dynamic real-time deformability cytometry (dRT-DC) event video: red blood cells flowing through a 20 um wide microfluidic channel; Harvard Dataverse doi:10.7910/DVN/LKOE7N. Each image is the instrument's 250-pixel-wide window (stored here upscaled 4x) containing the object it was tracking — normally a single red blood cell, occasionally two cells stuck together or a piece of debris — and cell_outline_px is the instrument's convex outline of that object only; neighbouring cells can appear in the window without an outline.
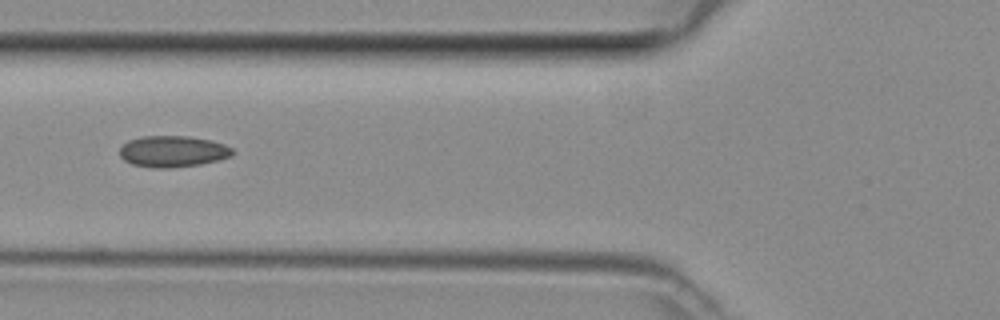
{"species": "common noctule bat (a hibernating species)", "species_latin": "Nyctalus noctula", "temperature_condition": "room temperature", "stored_images_in_passage": 6, "camera_frame_rate_fps": 3000, "um_per_image_px": 0.085, "animal": {"sex": "female", "body_mass_g": 29.2, "forearm_length_mm": 56.3}, "frame": {"image": 1, "passage_image": 6, "time_ms": 1.667, "image_size_px": [1000, 320], "cell_outline_px": [[236, 152], [232, 156], [200, 164], [168, 168], [156, 168], [132, 164], [124, 160], [120, 156], [120, 148], [128, 140], [144, 136], [188, 136], [212, 140], [224, 144], [232, 148]], "centroid_in_image_um": [14.71, 12.86], "position_along_channel_um": 111.1, "area_um2": 20.58}}